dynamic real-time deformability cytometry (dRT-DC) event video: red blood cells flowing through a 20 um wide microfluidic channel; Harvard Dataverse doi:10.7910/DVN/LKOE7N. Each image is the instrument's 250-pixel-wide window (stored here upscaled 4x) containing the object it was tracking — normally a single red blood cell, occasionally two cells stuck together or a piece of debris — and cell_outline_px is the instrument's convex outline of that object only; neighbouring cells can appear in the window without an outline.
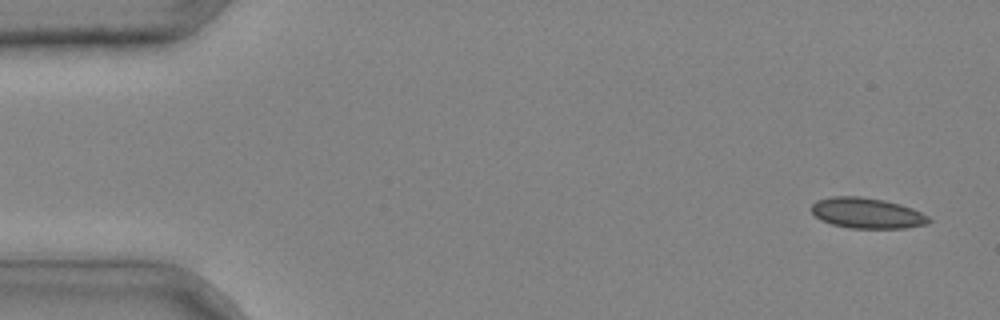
{"species": "common noctule bat (a hibernating species)", "species_latin": "Nyctalus noctula", "temperature_condition": "cold", "stored_images_in_passage": 24, "camera_frame_rate_fps": 3000, "um_per_image_px": 0.085, "animal": {"sex": "male", "body_mass_g": 20.4}, "frame": {"image": 1, "passage_image": 2, "time_ms": 0.333, "image_size_px": [1000, 320], "cell_outline_px": [[932, 220], [928, 224], [904, 228], [848, 228], [832, 224], [820, 220], [812, 212], [812, 204], [816, 200], [832, 196], [860, 196], [884, 200], [900, 204], [912, 208], [928, 216]], "centroid_in_image_um": [73.69, 18.11], "position_along_channel_um": 11.3, "area_um2": 20.98}}
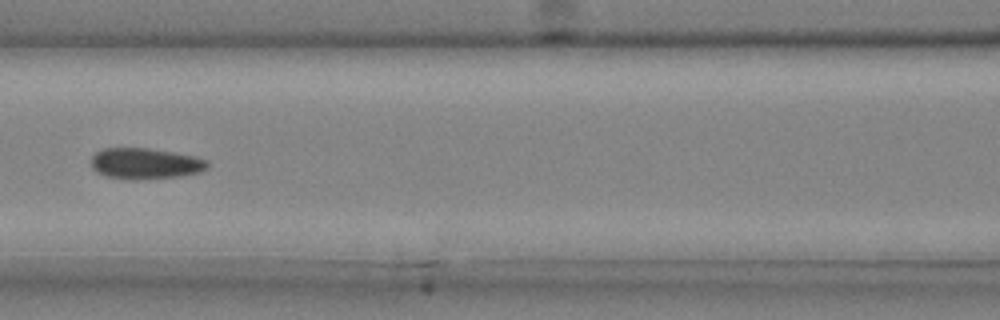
{"frame": {"image": 2, "passage_image": 19, "time_ms": 6.0, "image_size_px": [1000, 320], "cell_outline_px": [[208, 168], [200, 172], [180, 176], [136, 180], [124, 180], [108, 176], [96, 172], [92, 168], [92, 156], [96, 152], [104, 148], [148, 148], [196, 156], [208, 160]], "centroid_in_image_um": [12.36, 13.91], "position_along_channel_um": 154.2, "area_um2": 21.15}}
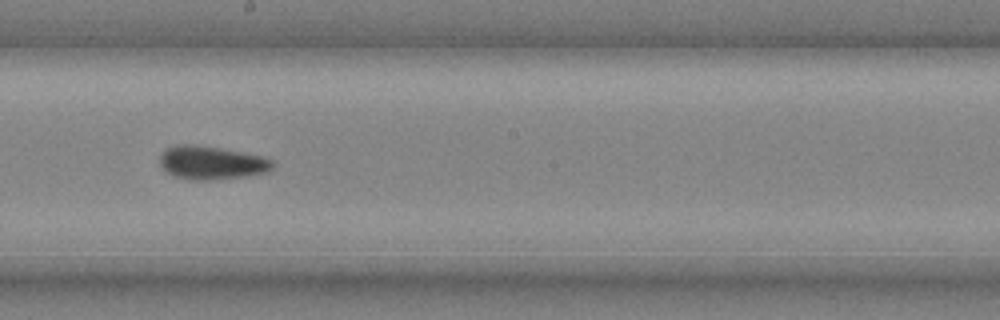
{"frame": {"image": 3, "passage_image": 24, "time_ms": 7.667, "image_size_px": [1000, 320], "cell_outline_px": [[276, 164], [268, 172], [244, 176], [212, 180], [188, 180], [172, 176], [164, 172], [160, 164], [160, 156], [168, 148], [176, 144], [196, 144], [244, 152], [264, 156], [276, 160]], "centroid_in_image_um": [18.0, 13.83], "position_along_channel_um": 230.2, "area_um2": 22.43}}